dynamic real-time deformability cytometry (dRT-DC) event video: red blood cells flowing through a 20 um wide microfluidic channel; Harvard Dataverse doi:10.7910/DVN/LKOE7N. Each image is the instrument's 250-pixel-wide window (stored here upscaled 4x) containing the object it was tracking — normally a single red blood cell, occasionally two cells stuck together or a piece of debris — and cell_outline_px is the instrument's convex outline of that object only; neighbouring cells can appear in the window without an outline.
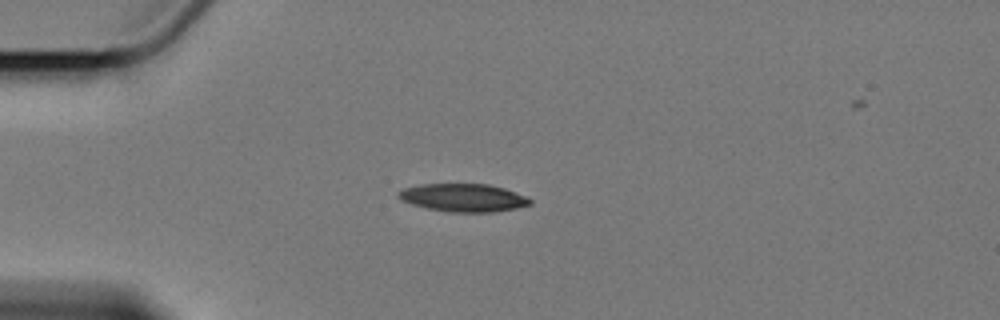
{"species": "Egyptian fruit bat (a non-hibernating species)", "species_latin": "Rousettus aegyptiacus", "temperature_condition": "cold", "stored_images_in_passage": 6, "camera_frame_rate_fps": 3000, "um_per_image_px": 0.085, "animal": {"sex": "female"}, "frame": {"image": 1, "passage_image": 3, "time_ms": 2.333, "image_size_px": [1000, 320], "cell_outline_px": [[532, 204], [516, 208], [496, 212], [452, 212], [428, 208], [412, 204], [396, 196], [396, 192], [400, 188], [420, 184], [488, 184], [504, 188], [528, 196], [532, 200]], "centroid_in_image_um": [39.39, 16.79], "position_along_channel_um": 45.6, "area_um2": 21.62}}
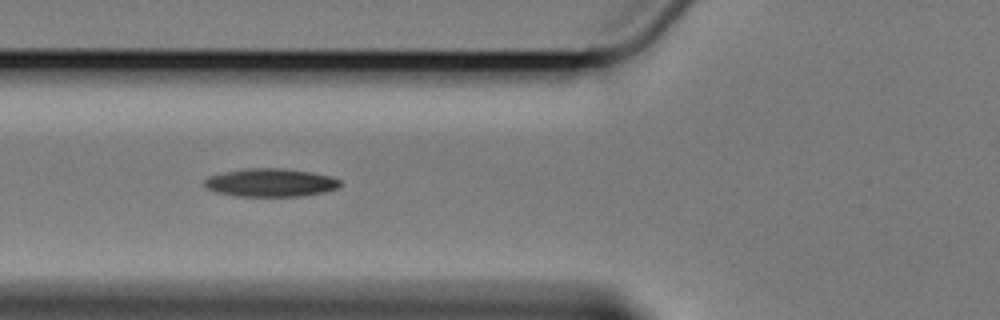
{"frame": {"image": 2, "passage_image": 5, "time_ms": 4.667, "image_size_px": [1000, 320], "cell_outline_px": [[344, 184], [340, 188], [328, 192], [304, 196], [236, 196], [216, 192], [208, 188], [204, 184], [204, 180], [208, 176], [224, 172], [244, 168], [280, 168], [308, 172], [332, 176], [340, 180]], "centroid_in_image_um": [23.06, 15.53], "position_along_channel_um": 102.7, "area_um2": 22.54}}
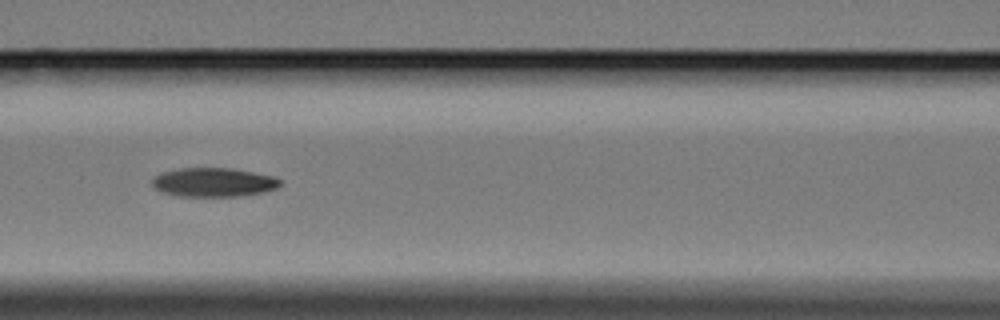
{"frame": {"image": 3, "passage_image": 6, "time_ms": 6.0, "image_size_px": [1000, 320], "cell_outline_px": [[280, 184], [276, 188], [264, 192], [240, 196], [176, 196], [160, 192], [152, 188], [152, 176], [160, 172], [180, 168], [232, 168], [272, 176], [280, 180]], "centroid_in_image_um": [18.06, 15.49], "position_along_channel_um": 148.5, "area_um2": 21.79}}